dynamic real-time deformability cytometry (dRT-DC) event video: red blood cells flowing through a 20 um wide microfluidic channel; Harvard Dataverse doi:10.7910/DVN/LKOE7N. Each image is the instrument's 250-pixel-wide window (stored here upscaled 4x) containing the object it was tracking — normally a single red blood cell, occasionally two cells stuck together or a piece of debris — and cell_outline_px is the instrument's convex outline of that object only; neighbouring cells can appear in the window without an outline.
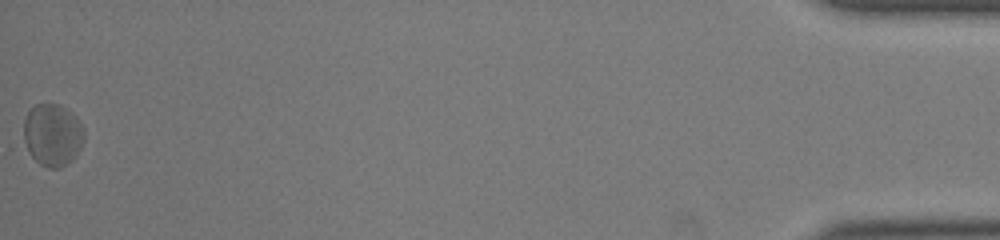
{"species": "common noctule bat (a hibernating species)", "species_latin": "Nyctalus noctula", "temperature_condition": "room temperature", "stored_images_in_passage": 42, "camera_frame_rate_fps": 3000, "um_per_image_px": 0.085, "animal": {"sex": "male", "body_mass_g": 19.0, "forearm_length_mm": 50.8}, "frame": {"image": 1, "passage_image": 42, "time_ms": 13.667, "image_size_px": [1000, 240], "cell_outline_px": [[84, 140], [76, 156], [68, 164], [60, 168], [48, 168], [40, 164], [20, 148], [24, 120], [28, 112], [36, 104], [60, 104], [76, 116], [84, 128]], "centroid_in_image_um": [4.41, 11.5], "position_along_channel_um": 430.8, "area_um2": 22.83}}